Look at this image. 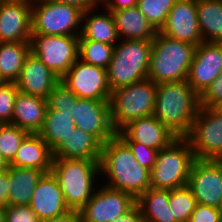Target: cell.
Listing matches in <instances>:
<instances>
[{
	"mask_svg": "<svg viewBox=\"0 0 222 222\" xmlns=\"http://www.w3.org/2000/svg\"><path fill=\"white\" fill-rule=\"evenodd\" d=\"M100 174L109 180L105 186L127 192L136 199L150 188V170L138 163L117 134L102 145Z\"/></svg>",
	"mask_w": 222,
	"mask_h": 222,
	"instance_id": "1",
	"label": "cell"
},
{
	"mask_svg": "<svg viewBox=\"0 0 222 222\" xmlns=\"http://www.w3.org/2000/svg\"><path fill=\"white\" fill-rule=\"evenodd\" d=\"M200 109V96L186 80L158 83L153 116L177 137H186Z\"/></svg>",
	"mask_w": 222,
	"mask_h": 222,
	"instance_id": "2",
	"label": "cell"
},
{
	"mask_svg": "<svg viewBox=\"0 0 222 222\" xmlns=\"http://www.w3.org/2000/svg\"><path fill=\"white\" fill-rule=\"evenodd\" d=\"M50 172L56 178L70 210H80L96 189L100 160L53 158Z\"/></svg>",
	"mask_w": 222,
	"mask_h": 222,
	"instance_id": "3",
	"label": "cell"
},
{
	"mask_svg": "<svg viewBox=\"0 0 222 222\" xmlns=\"http://www.w3.org/2000/svg\"><path fill=\"white\" fill-rule=\"evenodd\" d=\"M195 49L158 31L152 40L147 78L156 84L186 80Z\"/></svg>",
	"mask_w": 222,
	"mask_h": 222,
	"instance_id": "4",
	"label": "cell"
},
{
	"mask_svg": "<svg viewBox=\"0 0 222 222\" xmlns=\"http://www.w3.org/2000/svg\"><path fill=\"white\" fill-rule=\"evenodd\" d=\"M157 84L146 78L112 90L109 98L112 126L119 132L129 122L152 116Z\"/></svg>",
	"mask_w": 222,
	"mask_h": 222,
	"instance_id": "5",
	"label": "cell"
},
{
	"mask_svg": "<svg viewBox=\"0 0 222 222\" xmlns=\"http://www.w3.org/2000/svg\"><path fill=\"white\" fill-rule=\"evenodd\" d=\"M151 47L152 41L119 40L107 68L111 90L147 78Z\"/></svg>",
	"mask_w": 222,
	"mask_h": 222,
	"instance_id": "6",
	"label": "cell"
},
{
	"mask_svg": "<svg viewBox=\"0 0 222 222\" xmlns=\"http://www.w3.org/2000/svg\"><path fill=\"white\" fill-rule=\"evenodd\" d=\"M194 160L189 141L178 137L158 151L155 165L150 170V187L173 190L186 186Z\"/></svg>",
	"mask_w": 222,
	"mask_h": 222,
	"instance_id": "7",
	"label": "cell"
},
{
	"mask_svg": "<svg viewBox=\"0 0 222 222\" xmlns=\"http://www.w3.org/2000/svg\"><path fill=\"white\" fill-rule=\"evenodd\" d=\"M83 12L82 9L70 4L32 0L31 35L79 36Z\"/></svg>",
	"mask_w": 222,
	"mask_h": 222,
	"instance_id": "8",
	"label": "cell"
},
{
	"mask_svg": "<svg viewBox=\"0 0 222 222\" xmlns=\"http://www.w3.org/2000/svg\"><path fill=\"white\" fill-rule=\"evenodd\" d=\"M185 138L195 159L222 160V108L200 106Z\"/></svg>",
	"mask_w": 222,
	"mask_h": 222,
	"instance_id": "9",
	"label": "cell"
},
{
	"mask_svg": "<svg viewBox=\"0 0 222 222\" xmlns=\"http://www.w3.org/2000/svg\"><path fill=\"white\" fill-rule=\"evenodd\" d=\"M30 52L59 78L79 59V36L31 35Z\"/></svg>",
	"mask_w": 222,
	"mask_h": 222,
	"instance_id": "10",
	"label": "cell"
},
{
	"mask_svg": "<svg viewBox=\"0 0 222 222\" xmlns=\"http://www.w3.org/2000/svg\"><path fill=\"white\" fill-rule=\"evenodd\" d=\"M62 82L80 99L109 101L111 88L107 69L78 59L61 78Z\"/></svg>",
	"mask_w": 222,
	"mask_h": 222,
	"instance_id": "11",
	"label": "cell"
},
{
	"mask_svg": "<svg viewBox=\"0 0 222 222\" xmlns=\"http://www.w3.org/2000/svg\"><path fill=\"white\" fill-rule=\"evenodd\" d=\"M187 186L198 204L222 208V160L195 159Z\"/></svg>",
	"mask_w": 222,
	"mask_h": 222,
	"instance_id": "12",
	"label": "cell"
},
{
	"mask_svg": "<svg viewBox=\"0 0 222 222\" xmlns=\"http://www.w3.org/2000/svg\"><path fill=\"white\" fill-rule=\"evenodd\" d=\"M100 186L79 210L82 222H113L136 204L133 195L105 185Z\"/></svg>",
	"mask_w": 222,
	"mask_h": 222,
	"instance_id": "13",
	"label": "cell"
},
{
	"mask_svg": "<svg viewBox=\"0 0 222 222\" xmlns=\"http://www.w3.org/2000/svg\"><path fill=\"white\" fill-rule=\"evenodd\" d=\"M222 72V43L202 42L196 46L186 81L200 96Z\"/></svg>",
	"mask_w": 222,
	"mask_h": 222,
	"instance_id": "14",
	"label": "cell"
},
{
	"mask_svg": "<svg viewBox=\"0 0 222 222\" xmlns=\"http://www.w3.org/2000/svg\"><path fill=\"white\" fill-rule=\"evenodd\" d=\"M71 114L76 128L89 132L102 144L117 134L111 122L109 101L79 99Z\"/></svg>",
	"mask_w": 222,
	"mask_h": 222,
	"instance_id": "15",
	"label": "cell"
},
{
	"mask_svg": "<svg viewBox=\"0 0 222 222\" xmlns=\"http://www.w3.org/2000/svg\"><path fill=\"white\" fill-rule=\"evenodd\" d=\"M32 0H0V42H29Z\"/></svg>",
	"mask_w": 222,
	"mask_h": 222,
	"instance_id": "16",
	"label": "cell"
},
{
	"mask_svg": "<svg viewBox=\"0 0 222 222\" xmlns=\"http://www.w3.org/2000/svg\"><path fill=\"white\" fill-rule=\"evenodd\" d=\"M159 32L195 46L202 43L197 16V0H177Z\"/></svg>",
	"mask_w": 222,
	"mask_h": 222,
	"instance_id": "17",
	"label": "cell"
},
{
	"mask_svg": "<svg viewBox=\"0 0 222 222\" xmlns=\"http://www.w3.org/2000/svg\"><path fill=\"white\" fill-rule=\"evenodd\" d=\"M117 135L124 142H138L158 151L178 138L153 115L129 122Z\"/></svg>",
	"mask_w": 222,
	"mask_h": 222,
	"instance_id": "18",
	"label": "cell"
},
{
	"mask_svg": "<svg viewBox=\"0 0 222 222\" xmlns=\"http://www.w3.org/2000/svg\"><path fill=\"white\" fill-rule=\"evenodd\" d=\"M29 206L41 222L53 219L70 210L63 192L51 172L44 173L39 179Z\"/></svg>",
	"mask_w": 222,
	"mask_h": 222,
	"instance_id": "19",
	"label": "cell"
},
{
	"mask_svg": "<svg viewBox=\"0 0 222 222\" xmlns=\"http://www.w3.org/2000/svg\"><path fill=\"white\" fill-rule=\"evenodd\" d=\"M59 82L60 78L30 52L15 83L19 92L47 99Z\"/></svg>",
	"mask_w": 222,
	"mask_h": 222,
	"instance_id": "20",
	"label": "cell"
},
{
	"mask_svg": "<svg viewBox=\"0 0 222 222\" xmlns=\"http://www.w3.org/2000/svg\"><path fill=\"white\" fill-rule=\"evenodd\" d=\"M102 143L92 134L75 128L52 150L53 158L100 160Z\"/></svg>",
	"mask_w": 222,
	"mask_h": 222,
	"instance_id": "21",
	"label": "cell"
},
{
	"mask_svg": "<svg viewBox=\"0 0 222 222\" xmlns=\"http://www.w3.org/2000/svg\"><path fill=\"white\" fill-rule=\"evenodd\" d=\"M52 150L38 133H29L20 144L10 166L41 170L49 173L52 168Z\"/></svg>",
	"mask_w": 222,
	"mask_h": 222,
	"instance_id": "22",
	"label": "cell"
},
{
	"mask_svg": "<svg viewBox=\"0 0 222 222\" xmlns=\"http://www.w3.org/2000/svg\"><path fill=\"white\" fill-rule=\"evenodd\" d=\"M47 99L18 91L10 124L29 133H38L43 126Z\"/></svg>",
	"mask_w": 222,
	"mask_h": 222,
	"instance_id": "23",
	"label": "cell"
},
{
	"mask_svg": "<svg viewBox=\"0 0 222 222\" xmlns=\"http://www.w3.org/2000/svg\"><path fill=\"white\" fill-rule=\"evenodd\" d=\"M108 11H110L113 16L120 40L152 41L155 38L157 33L156 29L139 11L137 6Z\"/></svg>",
	"mask_w": 222,
	"mask_h": 222,
	"instance_id": "24",
	"label": "cell"
},
{
	"mask_svg": "<svg viewBox=\"0 0 222 222\" xmlns=\"http://www.w3.org/2000/svg\"><path fill=\"white\" fill-rule=\"evenodd\" d=\"M95 7L83 12L82 29L79 39H88L97 42L116 45L119 37L116 31L115 22L110 11L96 13ZM93 11V12H92Z\"/></svg>",
	"mask_w": 222,
	"mask_h": 222,
	"instance_id": "25",
	"label": "cell"
},
{
	"mask_svg": "<svg viewBox=\"0 0 222 222\" xmlns=\"http://www.w3.org/2000/svg\"><path fill=\"white\" fill-rule=\"evenodd\" d=\"M43 171L24 167L8 168V205H29Z\"/></svg>",
	"mask_w": 222,
	"mask_h": 222,
	"instance_id": "26",
	"label": "cell"
},
{
	"mask_svg": "<svg viewBox=\"0 0 222 222\" xmlns=\"http://www.w3.org/2000/svg\"><path fill=\"white\" fill-rule=\"evenodd\" d=\"M169 190L149 188L136 203L145 222H177L169 208Z\"/></svg>",
	"mask_w": 222,
	"mask_h": 222,
	"instance_id": "27",
	"label": "cell"
},
{
	"mask_svg": "<svg viewBox=\"0 0 222 222\" xmlns=\"http://www.w3.org/2000/svg\"><path fill=\"white\" fill-rule=\"evenodd\" d=\"M197 16L202 40L222 43V0H197Z\"/></svg>",
	"mask_w": 222,
	"mask_h": 222,
	"instance_id": "28",
	"label": "cell"
},
{
	"mask_svg": "<svg viewBox=\"0 0 222 222\" xmlns=\"http://www.w3.org/2000/svg\"><path fill=\"white\" fill-rule=\"evenodd\" d=\"M72 112L47 109L40 137L53 150L63 138H66L76 128Z\"/></svg>",
	"mask_w": 222,
	"mask_h": 222,
	"instance_id": "29",
	"label": "cell"
},
{
	"mask_svg": "<svg viewBox=\"0 0 222 222\" xmlns=\"http://www.w3.org/2000/svg\"><path fill=\"white\" fill-rule=\"evenodd\" d=\"M29 54V42H0V73L7 82H16Z\"/></svg>",
	"mask_w": 222,
	"mask_h": 222,
	"instance_id": "30",
	"label": "cell"
},
{
	"mask_svg": "<svg viewBox=\"0 0 222 222\" xmlns=\"http://www.w3.org/2000/svg\"><path fill=\"white\" fill-rule=\"evenodd\" d=\"M114 45L88 39H79V59L85 63L107 69Z\"/></svg>",
	"mask_w": 222,
	"mask_h": 222,
	"instance_id": "31",
	"label": "cell"
},
{
	"mask_svg": "<svg viewBox=\"0 0 222 222\" xmlns=\"http://www.w3.org/2000/svg\"><path fill=\"white\" fill-rule=\"evenodd\" d=\"M169 208L177 222H189L190 216L196 207V199L186 185L169 190Z\"/></svg>",
	"mask_w": 222,
	"mask_h": 222,
	"instance_id": "32",
	"label": "cell"
},
{
	"mask_svg": "<svg viewBox=\"0 0 222 222\" xmlns=\"http://www.w3.org/2000/svg\"><path fill=\"white\" fill-rule=\"evenodd\" d=\"M176 1L177 0H138L137 7L158 32L165 24L169 11Z\"/></svg>",
	"mask_w": 222,
	"mask_h": 222,
	"instance_id": "33",
	"label": "cell"
},
{
	"mask_svg": "<svg viewBox=\"0 0 222 222\" xmlns=\"http://www.w3.org/2000/svg\"><path fill=\"white\" fill-rule=\"evenodd\" d=\"M28 131L10 123L0 124V152L10 163Z\"/></svg>",
	"mask_w": 222,
	"mask_h": 222,
	"instance_id": "34",
	"label": "cell"
},
{
	"mask_svg": "<svg viewBox=\"0 0 222 222\" xmlns=\"http://www.w3.org/2000/svg\"><path fill=\"white\" fill-rule=\"evenodd\" d=\"M79 99L62 82H59L48 95L47 109L73 113V107Z\"/></svg>",
	"mask_w": 222,
	"mask_h": 222,
	"instance_id": "35",
	"label": "cell"
},
{
	"mask_svg": "<svg viewBox=\"0 0 222 222\" xmlns=\"http://www.w3.org/2000/svg\"><path fill=\"white\" fill-rule=\"evenodd\" d=\"M18 86L15 82H6L0 86V124L12 122V114Z\"/></svg>",
	"mask_w": 222,
	"mask_h": 222,
	"instance_id": "36",
	"label": "cell"
},
{
	"mask_svg": "<svg viewBox=\"0 0 222 222\" xmlns=\"http://www.w3.org/2000/svg\"><path fill=\"white\" fill-rule=\"evenodd\" d=\"M200 106L222 108V72L200 95Z\"/></svg>",
	"mask_w": 222,
	"mask_h": 222,
	"instance_id": "37",
	"label": "cell"
},
{
	"mask_svg": "<svg viewBox=\"0 0 222 222\" xmlns=\"http://www.w3.org/2000/svg\"><path fill=\"white\" fill-rule=\"evenodd\" d=\"M131 149L134 157L143 167L151 170L155 165L158 150L149 148L138 142H125Z\"/></svg>",
	"mask_w": 222,
	"mask_h": 222,
	"instance_id": "38",
	"label": "cell"
},
{
	"mask_svg": "<svg viewBox=\"0 0 222 222\" xmlns=\"http://www.w3.org/2000/svg\"><path fill=\"white\" fill-rule=\"evenodd\" d=\"M5 222H41L29 205H7Z\"/></svg>",
	"mask_w": 222,
	"mask_h": 222,
	"instance_id": "39",
	"label": "cell"
},
{
	"mask_svg": "<svg viewBox=\"0 0 222 222\" xmlns=\"http://www.w3.org/2000/svg\"><path fill=\"white\" fill-rule=\"evenodd\" d=\"M189 222H222V209L197 203Z\"/></svg>",
	"mask_w": 222,
	"mask_h": 222,
	"instance_id": "40",
	"label": "cell"
},
{
	"mask_svg": "<svg viewBox=\"0 0 222 222\" xmlns=\"http://www.w3.org/2000/svg\"><path fill=\"white\" fill-rule=\"evenodd\" d=\"M138 0H100V6L106 10H119L137 6Z\"/></svg>",
	"mask_w": 222,
	"mask_h": 222,
	"instance_id": "41",
	"label": "cell"
},
{
	"mask_svg": "<svg viewBox=\"0 0 222 222\" xmlns=\"http://www.w3.org/2000/svg\"><path fill=\"white\" fill-rule=\"evenodd\" d=\"M113 222H145L139 205L136 203L129 211L116 218Z\"/></svg>",
	"mask_w": 222,
	"mask_h": 222,
	"instance_id": "42",
	"label": "cell"
},
{
	"mask_svg": "<svg viewBox=\"0 0 222 222\" xmlns=\"http://www.w3.org/2000/svg\"><path fill=\"white\" fill-rule=\"evenodd\" d=\"M8 168L0 170V206L8 205Z\"/></svg>",
	"mask_w": 222,
	"mask_h": 222,
	"instance_id": "43",
	"label": "cell"
},
{
	"mask_svg": "<svg viewBox=\"0 0 222 222\" xmlns=\"http://www.w3.org/2000/svg\"><path fill=\"white\" fill-rule=\"evenodd\" d=\"M50 1H56L60 3L74 5L82 9L83 11L100 6V0H50Z\"/></svg>",
	"mask_w": 222,
	"mask_h": 222,
	"instance_id": "44",
	"label": "cell"
},
{
	"mask_svg": "<svg viewBox=\"0 0 222 222\" xmlns=\"http://www.w3.org/2000/svg\"><path fill=\"white\" fill-rule=\"evenodd\" d=\"M42 222H82V217L79 210H69L62 215Z\"/></svg>",
	"mask_w": 222,
	"mask_h": 222,
	"instance_id": "45",
	"label": "cell"
},
{
	"mask_svg": "<svg viewBox=\"0 0 222 222\" xmlns=\"http://www.w3.org/2000/svg\"><path fill=\"white\" fill-rule=\"evenodd\" d=\"M9 163L6 161V159L3 157L2 153L0 152V170H4L9 168Z\"/></svg>",
	"mask_w": 222,
	"mask_h": 222,
	"instance_id": "46",
	"label": "cell"
},
{
	"mask_svg": "<svg viewBox=\"0 0 222 222\" xmlns=\"http://www.w3.org/2000/svg\"><path fill=\"white\" fill-rule=\"evenodd\" d=\"M6 211L4 206H0V222H5Z\"/></svg>",
	"mask_w": 222,
	"mask_h": 222,
	"instance_id": "47",
	"label": "cell"
},
{
	"mask_svg": "<svg viewBox=\"0 0 222 222\" xmlns=\"http://www.w3.org/2000/svg\"><path fill=\"white\" fill-rule=\"evenodd\" d=\"M7 81L3 78V76L0 73V86L6 83Z\"/></svg>",
	"mask_w": 222,
	"mask_h": 222,
	"instance_id": "48",
	"label": "cell"
}]
</instances>
